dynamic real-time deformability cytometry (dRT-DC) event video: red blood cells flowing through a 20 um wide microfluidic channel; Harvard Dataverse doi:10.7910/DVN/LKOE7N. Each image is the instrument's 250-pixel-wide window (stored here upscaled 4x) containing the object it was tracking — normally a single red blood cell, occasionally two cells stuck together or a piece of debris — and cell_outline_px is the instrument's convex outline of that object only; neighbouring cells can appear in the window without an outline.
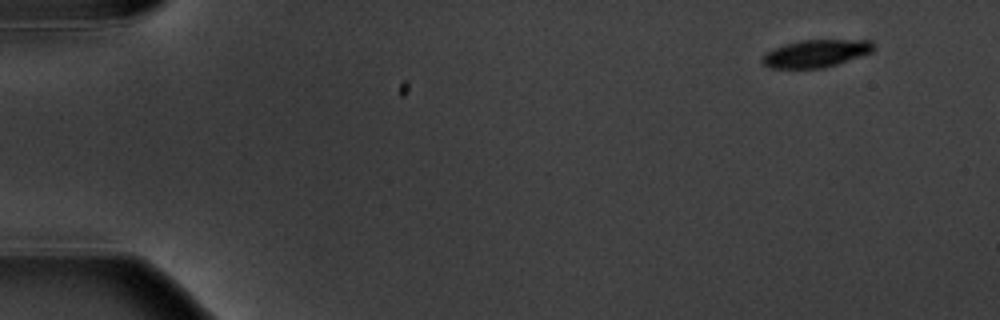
{"species": "common noctule bat (a hibernating species)", "species_latin": "Nyctalus noctula", "temperature_condition": "warm", "stored_images_in_passage": 3, "camera_frame_rate_fps": 3000, "um_per_image_px": 0.085, "animal": {"sex": "male", "body_mass_g": 20.1, "forearm_length_mm": 53.5}, "frame": {"image": 1, "passage_image": 1, "time_ms": 0.0, "image_size_px": [1000, 320], "cell_outline_px": [[872, 52], [824, 68], [768, 68], [760, 60], [768, 52], [784, 44], [800, 40], [872, 40]], "centroid_in_image_um": [69.33, 4.54], "position_along_channel_um": 15.7, "area_um2": 17.57}}